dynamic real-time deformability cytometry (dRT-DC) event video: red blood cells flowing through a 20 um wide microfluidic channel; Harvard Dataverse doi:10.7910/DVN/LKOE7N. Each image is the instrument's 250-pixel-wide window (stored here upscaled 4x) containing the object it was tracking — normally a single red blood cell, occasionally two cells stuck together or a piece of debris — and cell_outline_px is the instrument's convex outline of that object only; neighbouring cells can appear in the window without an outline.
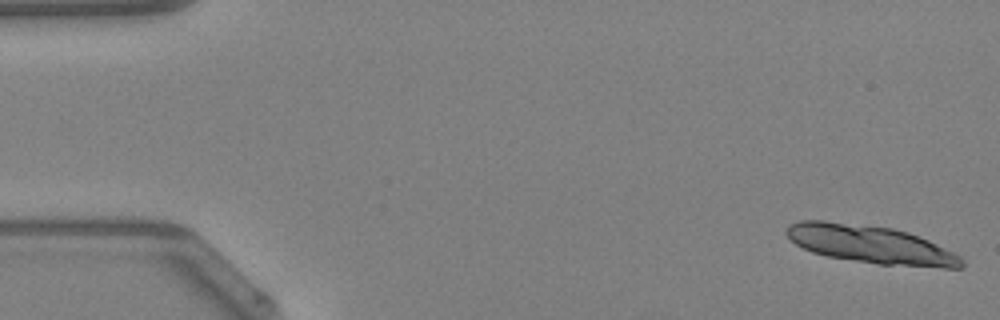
{"species": "Egyptian fruit bat (a non-hibernating species)", "species_latin": "Rousettus aegyptiacus", "temperature_condition": "warm", "stored_images_in_passage": 14, "camera_frame_rate_fps": 3000, "um_per_image_px": 0.085, "animal": {"sex": "female"}, "frame": {"image": 1, "passage_image": 1, "time_ms": 0.0, "image_size_px": [1000, 320], "cell_outline_px": [[964, 268], [944, 268], [880, 264], [828, 256], [812, 252], [796, 244], [784, 232], [788, 224], [800, 220], [824, 220], [892, 228], [908, 232], [928, 240], [960, 256], [964, 260]], "centroid_in_image_um": [74.0, 20.77], "position_along_channel_um": 11.0, "area_um2": 38.55}}